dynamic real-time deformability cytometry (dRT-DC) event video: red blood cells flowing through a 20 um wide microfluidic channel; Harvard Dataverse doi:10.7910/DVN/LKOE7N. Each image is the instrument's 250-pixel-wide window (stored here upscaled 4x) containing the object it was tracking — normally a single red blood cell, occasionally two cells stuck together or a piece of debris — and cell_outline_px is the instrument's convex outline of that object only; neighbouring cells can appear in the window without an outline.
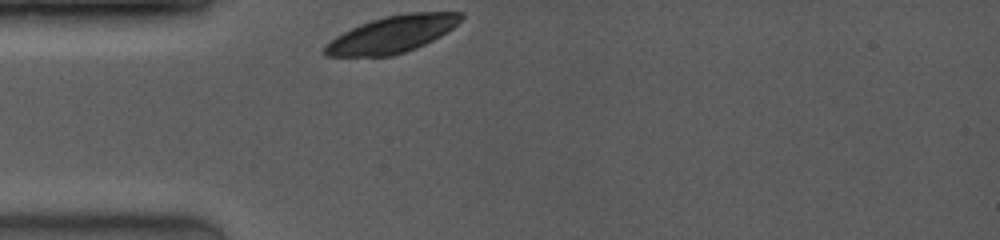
{"species": "common noctule bat (a hibernating species)", "species_latin": "Nyctalus noctula", "temperature_condition": "room temperature", "stored_images_in_passage": 4, "camera_frame_rate_fps": 4000, "um_per_image_px": 0.085, "animal": {"sex": "female", "body_mass_g": 19.0, "forearm_length_mm": 53.3}, "frame": {"image": 1, "passage_image": 1, "time_ms": 0.0, "image_size_px": [1000, 240], "cell_outline_px": [[464, 16], [452, 28], [440, 36], [416, 48], [392, 56], [328, 56], [324, 52], [324, 48], [336, 36], [360, 24], [384, 16], [412, 12], [464, 12]], "centroid_in_image_um": [33.37, 2.91], "position_along_channel_um": 51.6, "area_um2": 28.78}}